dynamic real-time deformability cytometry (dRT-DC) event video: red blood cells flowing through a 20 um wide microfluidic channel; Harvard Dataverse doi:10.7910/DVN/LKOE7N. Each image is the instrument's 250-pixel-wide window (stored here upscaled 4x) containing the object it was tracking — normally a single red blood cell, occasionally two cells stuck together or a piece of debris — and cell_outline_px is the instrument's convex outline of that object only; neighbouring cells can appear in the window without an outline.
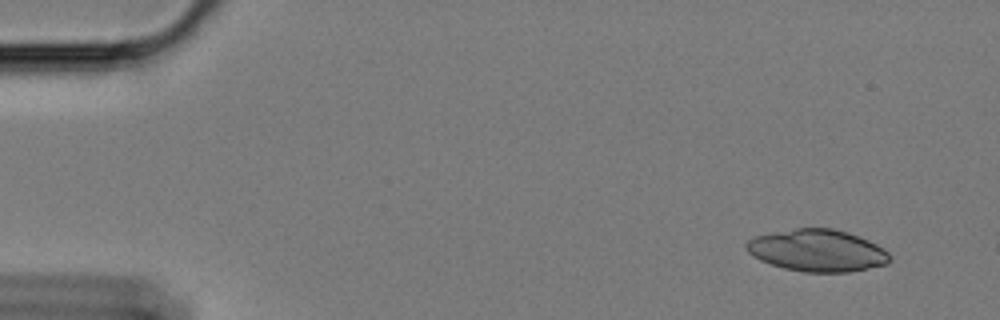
{"species": "Egyptian fruit bat (a non-hibernating species)", "species_latin": "Rousettus aegyptiacus", "temperature_condition": "cold", "stored_images_in_passage": 11, "camera_frame_rate_fps": 3000, "um_per_image_px": 0.085, "animal": {"sex": "female"}, "frame": {"image": 1, "passage_image": 1, "time_ms": 0.0, "image_size_px": [1000, 320], "cell_outline_px": [[892, 260], [888, 264], [848, 272], [804, 272], [784, 268], [760, 260], [748, 252], [744, 244], [748, 240], [756, 236], [796, 228], [832, 228], [848, 232], [868, 240], [884, 248], [892, 256]], "centroid_in_image_um": [69.51, 21.3], "position_along_channel_um": 15.5, "area_um2": 35.08}}